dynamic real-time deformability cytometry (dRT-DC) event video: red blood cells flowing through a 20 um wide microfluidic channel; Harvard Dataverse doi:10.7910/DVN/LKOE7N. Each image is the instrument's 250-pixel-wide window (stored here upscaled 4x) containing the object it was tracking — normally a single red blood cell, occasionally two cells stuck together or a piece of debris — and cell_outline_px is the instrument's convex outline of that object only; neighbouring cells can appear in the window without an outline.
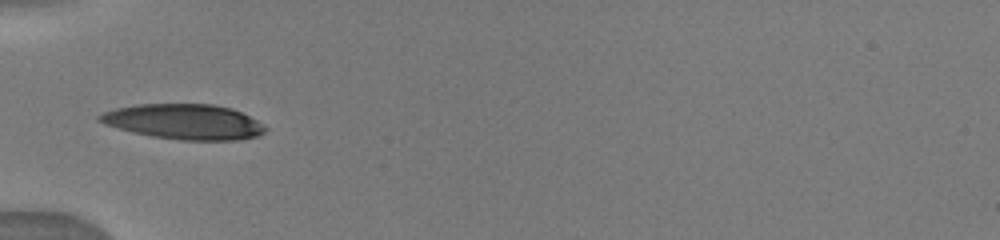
{"species": "human", "species_latin": "Homo sapiens", "temperature_condition": "warm", "stored_images_in_passage": 32, "camera_frame_rate_fps": 3000, "um_per_image_px": 0.085, "donor": {"sex": "male"}, "frame": {"image": 1, "passage_image": 1, "time_ms": 0.0, "image_size_px": [1000, 240], "cell_outline_px": [[268, 128], [260, 136], [240, 140], [180, 140], [152, 136], [104, 124], [96, 120], [96, 116], [104, 112], [116, 108], [136, 104], [212, 104], [232, 108], [264, 124]], "centroid_in_image_um": [15.68, 10.34], "position_along_channel_um": 69.3, "area_um2": 33.99}}
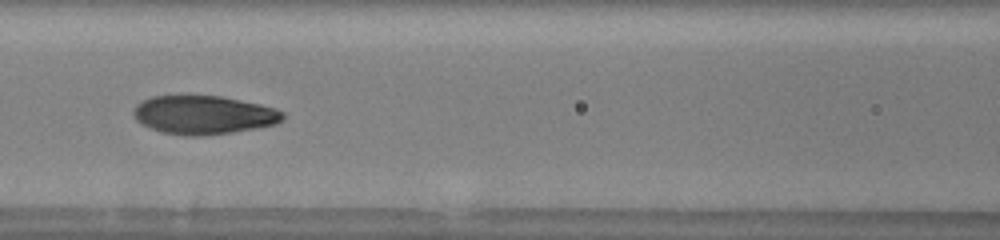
{"frame": {"image": 2, "passage_image": 5, "time_ms": 2.0, "image_size_px": [1000, 240], "cell_outline_px": [[284, 120], [276, 124], [256, 128], [232, 132], [200, 136], [184, 136], [160, 132], [136, 120], [132, 112], [136, 104], [140, 100], [152, 96], [220, 96], [260, 104], [276, 108], [284, 112]], "centroid_in_image_um": [17.31, 9.77], "position_along_channel_um": 149.3, "area_um2": 33.7}}
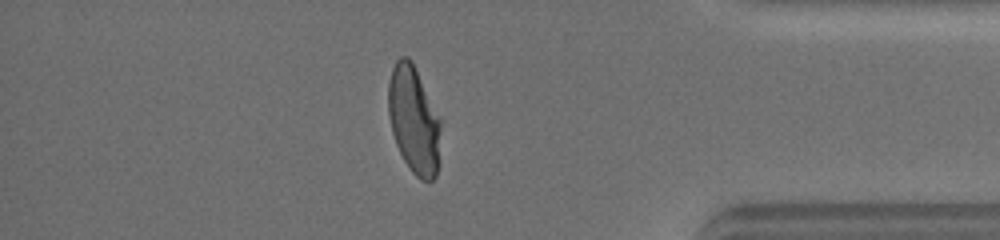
{"frame": {"image": 3, "passage_image": 27, "time_ms": 8.667, "image_size_px": [1000, 240], "cell_outline_px": [[440, 164], [436, 176], [432, 180], [420, 180], [412, 172], [404, 160], [396, 144], [392, 132], [388, 116], [388, 84], [392, 68], [396, 60], [400, 56], [408, 56], [412, 60], [440, 116]], "centroid_in_image_um": [35.19, 10.19], "position_along_channel_um": 400.0, "area_um2": 33.35}}